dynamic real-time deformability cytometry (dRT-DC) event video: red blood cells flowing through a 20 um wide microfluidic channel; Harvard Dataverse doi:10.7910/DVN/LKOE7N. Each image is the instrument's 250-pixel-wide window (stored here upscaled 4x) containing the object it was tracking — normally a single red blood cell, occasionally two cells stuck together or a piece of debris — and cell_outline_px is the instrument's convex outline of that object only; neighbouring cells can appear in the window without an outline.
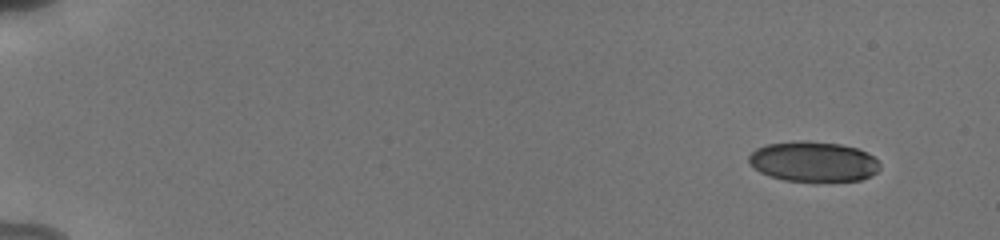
{"species": "human", "species_latin": "Homo sapiens", "temperature_condition": "cold", "stored_images_in_passage": 52, "camera_frame_rate_fps": 3000, "um_per_image_px": 0.085, "donor": {"sex": "male"}, "frame": {"image": 1, "passage_image": 1, "time_ms": 0.0, "image_size_px": [1000, 240], "cell_outline_px": [[880, 168], [872, 176], [860, 180], [816, 184], [784, 180], [760, 172], [748, 160], [748, 156], [756, 148], [768, 144], [796, 140], [804, 140], [840, 144], [856, 148], [872, 156], [880, 164]], "centroid_in_image_um": [69.15, 13.77], "position_along_channel_um": 15.8, "area_um2": 31.33}}
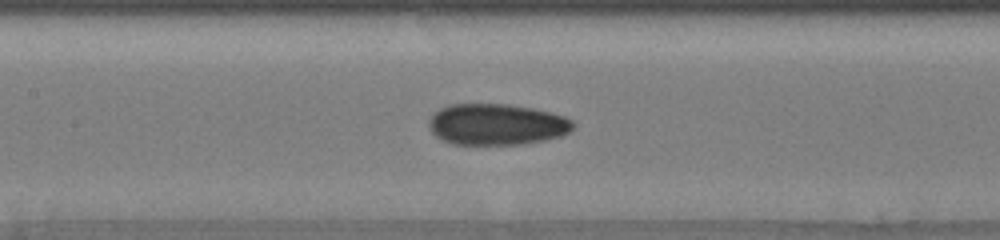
{"frame": {"image": 2, "passage_image": 25, "time_ms": 8.0, "image_size_px": [1000, 240], "cell_outline_px": [[576, 124], [568, 132], [560, 136], [544, 140], [520, 144], [452, 144], [440, 140], [432, 132], [428, 124], [428, 120], [432, 112], [448, 104], [508, 104], [532, 108], [564, 116], [572, 120]], "centroid_in_image_um": [42.16, 10.57], "position_along_channel_um": 165.2, "area_um2": 34.8}}
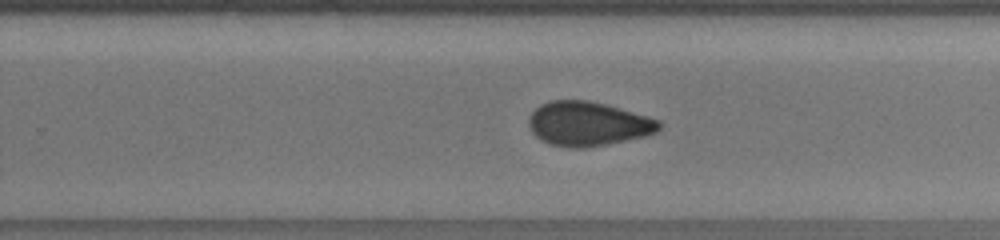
{"frame": {"image": 3, "passage_image": 34, "time_ms": 11.0, "image_size_px": [1000, 240], "cell_outline_px": [[660, 128], [656, 132], [648, 136], [584, 148], [568, 148], [548, 144], [540, 140], [528, 128], [528, 116], [540, 104], [548, 100], [588, 100], [620, 108], [648, 116], [660, 120]], "centroid_in_image_um": [49.94, 10.52], "position_along_channel_um": 279.9, "area_um2": 33.93}, "authors_computed_cell_mechanics": {"area_um2": 32.8015, "velocity_mm_per_s": 3.8393, "shape_relaxation_time_tau1_ms": null, "shape_relaxation_time_tau2_ms": 1.9689, "deformation_change_tau1": null, "deformation_change_tau2": 0.0728}}